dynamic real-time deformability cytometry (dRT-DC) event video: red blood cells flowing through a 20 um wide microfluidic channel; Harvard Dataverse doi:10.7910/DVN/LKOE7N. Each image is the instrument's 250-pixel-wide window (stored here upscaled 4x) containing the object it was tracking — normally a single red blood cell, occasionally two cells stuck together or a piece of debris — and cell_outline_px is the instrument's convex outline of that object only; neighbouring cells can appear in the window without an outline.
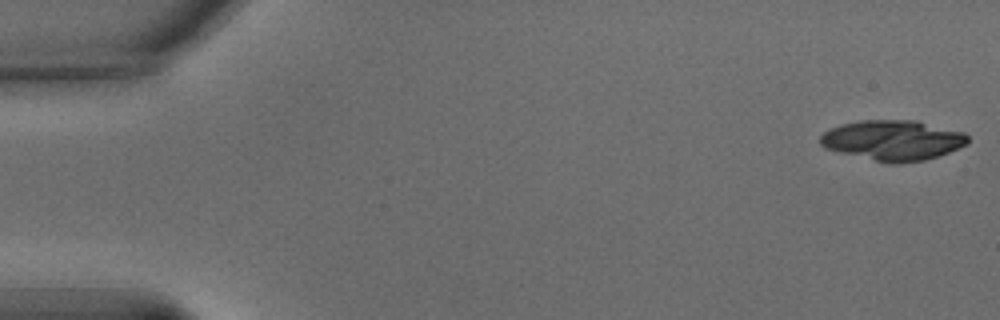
{"species": "common noctule bat (a hibernating species)", "species_latin": "Nyctalus noctula", "temperature_condition": "warm", "stored_images_in_passage": 17, "camera_frame_rate_fps": 3000, "um_per_image_px": 0.085, "animal": {"sex": "male", "body_mass_g": 15.6}, "frame": {"image": 1, "passage_image": 1, "time_ms": 0.0, "image_size_px": [1000, 320], "cell_outline_px": [[968, 144], [948, 152], [924, 160], [896, 164], [892, 164], [840, 152], [824, 148], [820, 144], [820, 136], [824, 132], [840, 124], [860, 120], [916, 120], [964, 132], [968, 136]], "centroid_in_image_um": [75.9, 11.91], "position_along_channel_um": 9.1, "area_um2": 34.45}}